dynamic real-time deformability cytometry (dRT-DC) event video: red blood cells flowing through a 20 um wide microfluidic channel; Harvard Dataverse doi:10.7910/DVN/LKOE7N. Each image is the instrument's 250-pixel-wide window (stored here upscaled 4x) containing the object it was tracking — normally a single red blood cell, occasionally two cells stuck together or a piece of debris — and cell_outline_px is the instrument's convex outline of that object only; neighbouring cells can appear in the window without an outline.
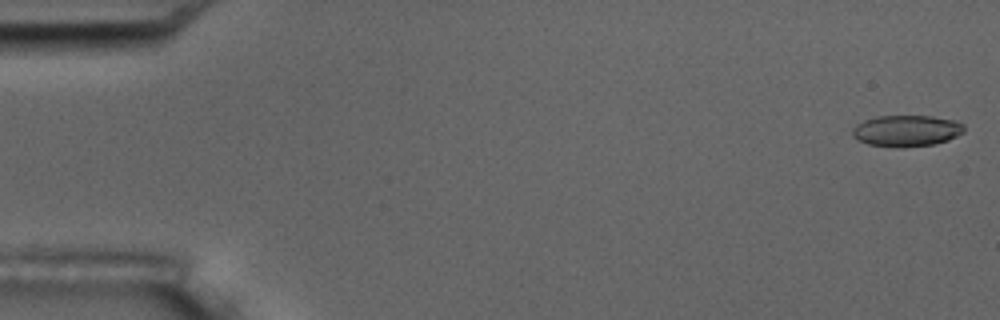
{"species": "common noctule bat (a hibernating species)", "species_latin": "Nyctalus noctula", "temperature_condition": "room temperature", "stored_images_in_passage": 5, "camera_frame_rate_fps": 3000, "um_per_image_px": 0.085, "animal": {"sex": "male", "body_mass_g": 17.5, "forearm_length_mm": 52.3}, "frame": {"image": 1, "passage_image": 1, "time_ms": 0.0, "image_size_px": [1000, 320], "cell_outline_px": [[964, 132], [948, 140], [932, 144], [904, 148], [900, 148], [868, 144], [852, 136], [852, 128], [856, 124], [864, 120], [876, 116], [932, 116], [956, 120], [964, 124]], "centroid_in_image_um": [77.06, 11.11], "position_along_channel_um": 7.9, "area_um2": 20.52}}
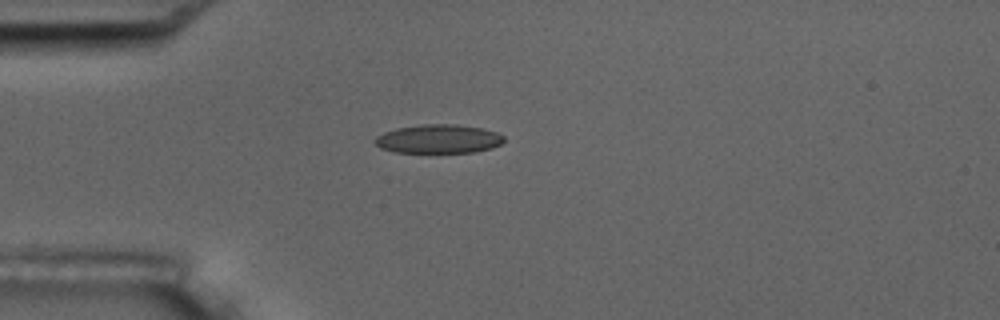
{"frame": {"image": 2, "passage_image": 5, "time_ms": 4.667, "image_size_px": [1000, 320], "cell_outline_px": [[504, 140], [500, 144], [492, 148], [472, 152], [392, 152], [380, 148], [372, 140], [376, 136], [384, 132], [396, 128], [424, 124], [456, 124], [484, 128], [496, 132], [504, 136]], "centroid_in_image_um": [37.25, 11.8], "position_along_channel_um": 47.7, "area_um2": 21.73}}